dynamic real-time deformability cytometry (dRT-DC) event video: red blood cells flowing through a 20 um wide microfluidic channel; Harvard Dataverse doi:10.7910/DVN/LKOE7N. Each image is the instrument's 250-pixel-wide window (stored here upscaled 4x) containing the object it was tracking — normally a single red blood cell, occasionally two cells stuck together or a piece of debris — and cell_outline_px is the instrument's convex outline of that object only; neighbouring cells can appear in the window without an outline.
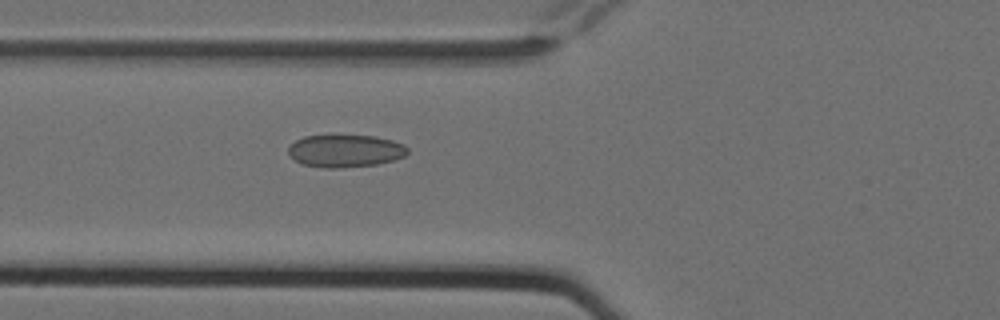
{"species": "Egyptian fruit bat (a non-hibernating species)", "species_latin": "Rousettus aegyptiacus", "temperature_condition": "cold", "stored_images_in_passage": 8, "camera_frame_rate_fps": 3000, "um_per_image_px": 0.085, "animal": {"sex": "female"}, "frame": {"image": 1, "passage_image": 7, "time_ms": 2.0, "image_size_px": [1000, 320], "cell_outline_px": [[408, 152], [404, 156], [392, 160], [376, 164], [340, 168], [324, 168], [300, 164], [288, 152], [288, 148], [296, 140], [304, 136], [376, 136], [392, 140], [404, 144], [408, 148]], "centroid_in_image_um": [29.35, 12.83], "position_along_channel_um": 96.4, "area_um2": 22.43}}